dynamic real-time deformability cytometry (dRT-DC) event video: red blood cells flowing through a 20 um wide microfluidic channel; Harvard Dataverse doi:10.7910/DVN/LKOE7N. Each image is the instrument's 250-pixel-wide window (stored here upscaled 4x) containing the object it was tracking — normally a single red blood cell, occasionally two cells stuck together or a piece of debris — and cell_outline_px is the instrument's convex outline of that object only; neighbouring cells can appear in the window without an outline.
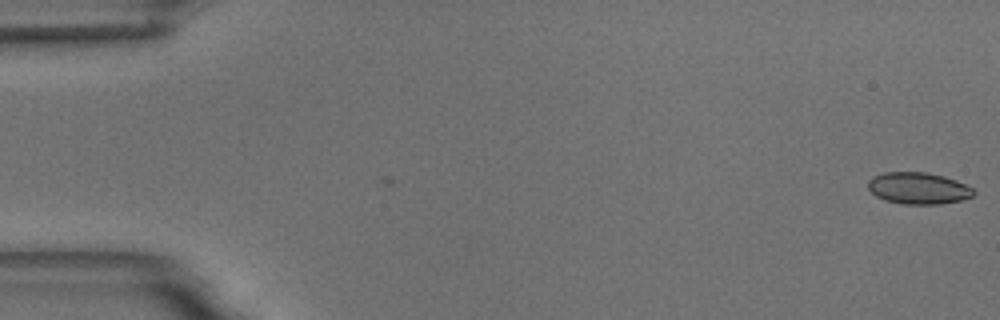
{"species": "common noctule bat (a hibernating species)", "species_latin": "Nyctalus noctula", "temperature_condition": "room temperature", "stored_images_in_passage": 56, "camera_frame_rate_fps": 3000, "um_per_image_px": 0.085, "animal": {"sex": "male", "body_mass_g": 18.8}, "frame": {"image": 1, "passage_image": 1, "time_ms": 0.0, "image_size_px": [1000, 320], "cell_outline_px": [[976, 192], [972, 196], [960, 200], [940, 204], [904, 204], [884, 200], [876, 196], [868, 188], [868, 180], [872, 176], [884, 172], [924, 172], [944, 176], [956, 180], [972, 188]], "centroid_in_image_um": [78.03, 15.99], "position_along_channel_um": 7.0, "area_um2": 19.48}}
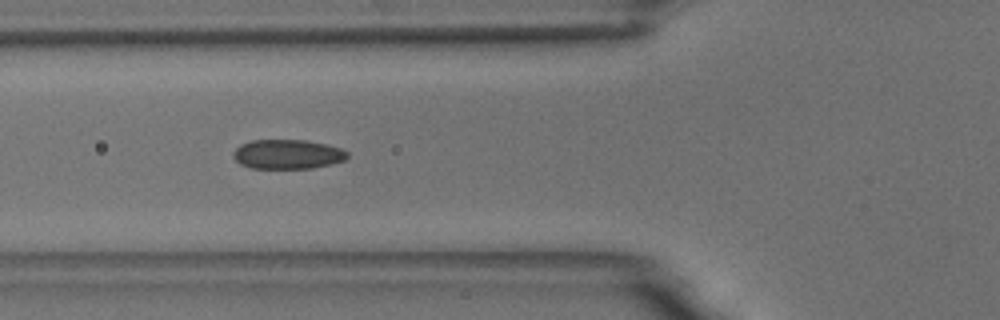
{"frame": {"image": 2, "passage_image": 21, "time_ms": 6.667, "image_size_px": [1000, 320], "cell_outline_px": [[348, 156], [344, 160], [332, 164], [312, 168], [252, 168], [240, 164], [232, 156], [232, 152], [240, 144], [252, 140], [304, 140], [328, 144], [340, 148], [348, 152]], "centroid_in_image_um": [24.43, 13.1], "position_along_channel_um": 101.4, "area_um2": 19.65}}
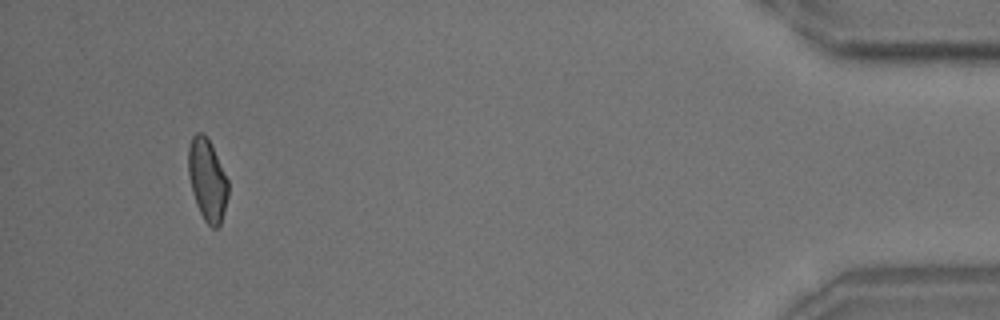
{"frame": {"image": 3, "passage_image": 53, "time_ms": 17.333, "image_size_px": [1000, 320], "cell_outline_px": [[228, 196], [224, 212], [220, 224], [216, 228], [212, 228], [204, 220], [196, 204], [192, 192], [188, 176], [188, 148], [192, 136], [196, 132], [204, 132], [208, 136], [212, 144], [228, 180]], "centroid_in_image_um": [17.61, 15.25], "position_along_channel_um": 417.6, "area_um2": 19.31}, "authors_computed_cell_mechanics": {"area_um2": 19.652, "velocity_mm_per_s": 3.6209, "shape_relaxation_time_tau1_ms": 5.3721, "shape_relaxation_time_tau2_ms": 1.6761, "deformation_change_tau1": 0.1113, "deformation_change_tau2": 0.0679}}